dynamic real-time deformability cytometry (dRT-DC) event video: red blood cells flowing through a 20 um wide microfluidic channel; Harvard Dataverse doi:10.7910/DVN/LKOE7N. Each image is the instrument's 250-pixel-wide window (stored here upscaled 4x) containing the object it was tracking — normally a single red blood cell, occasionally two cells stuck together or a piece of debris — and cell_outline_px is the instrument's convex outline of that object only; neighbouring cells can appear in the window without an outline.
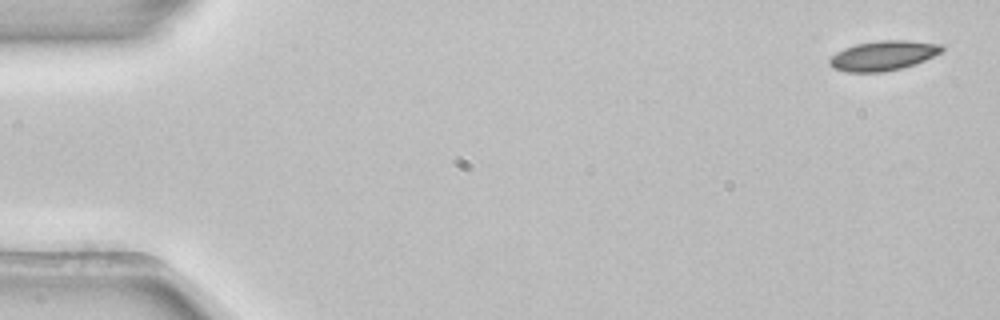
{"species": "common noctule bat (a hibernating species)", "species_latin": "Nyctalus noctula", "temperature_condition": "room temperature", "stored_images_in_passage": 6, "camera_frame_rate_fps": 3000, "um_per_image_px": 0.085, "animal": {"sex": "female", "body_mass_g": 22.7, "forearm_length_mm": 54.2}, "frame": {"image": 1, "passage_image": 1, "time_ms": 0.0, "image_size_px": [1000, 320], "cell_outline_px": [[944, 48], [940, 52], [916, 64], [884, 72], [848, 72], [832, 68], [828, 64], [828, 60], [836, 52], [844, 48], [856, 44], [880, 40], [908, 40], [940, 44]], "centroid_in_image_um": [75.03, 4.73], "position_along_channel_um": 10.0, "area_um2": 19.42}}
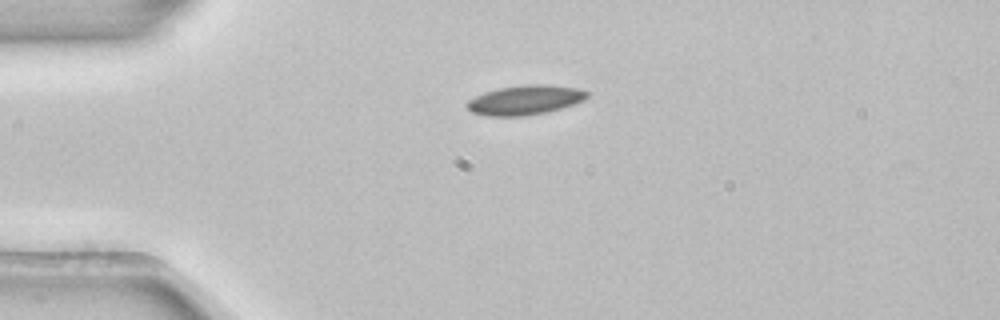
{"frame": {"image": 2, "passage_image": 4, "time_ms": 1.0, "image_size_px": [1000, 320], "cell_outline_px": [[588, 96], [584, 100], [548, 112], [524, 116], [484, 116], [472, 112], [464, 104], [468, 100], [484, 92], [500, 88], [524, 84], [548, 84], [576, 88], [588, 92]], "centroid_in_image_um": [44.6, 8.5], "position_along_channel_um": 40.4, "area_um2": 20.69}}